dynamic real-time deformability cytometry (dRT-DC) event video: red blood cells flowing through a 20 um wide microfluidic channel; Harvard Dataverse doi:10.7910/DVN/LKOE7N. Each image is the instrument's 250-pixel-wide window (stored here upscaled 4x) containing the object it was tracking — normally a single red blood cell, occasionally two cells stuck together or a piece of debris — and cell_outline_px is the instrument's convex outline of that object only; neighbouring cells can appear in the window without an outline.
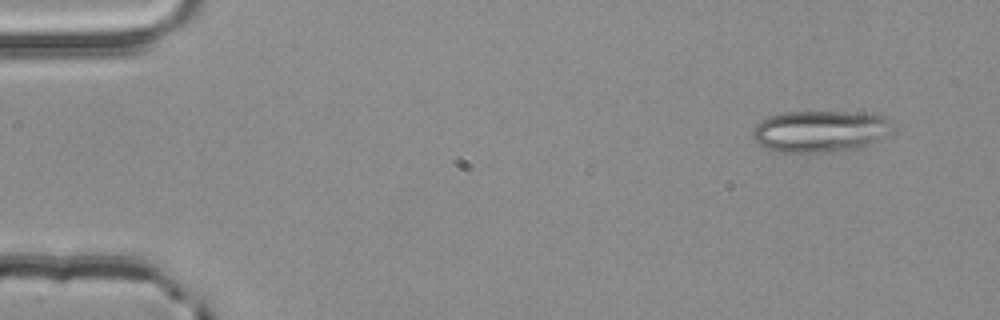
{"species": "common noctule bat (a hibernating species)", "species_latin": "Nyctalus noctula", "temperature_condition": "room temperature", "stored_images_in_passage": 4, "segment_of_instrument_passage": [2, 2], "camera_frame_rate_fps": 3000, "um_per_image_px": 0.085, "animal": {"sex": "male", "body_mass_g": 20.4}, "frame": {"image": 1, "passage_image": 4, "time_ms": 1.0, "image_size_px": [1000, 320], "cell_outline_px": [[888, 132], [884, 136], [860, 148], [824, 152], [776, 152], [760, 144], [752, 136], [752, 132], [756, 124], [768, 116], [784, 112], [880, 112], [888, 116]], "centroid_in_image_um": [69.7, 11.13], "position_along_channel_um": 15.3, "area_um2": 33.87}}